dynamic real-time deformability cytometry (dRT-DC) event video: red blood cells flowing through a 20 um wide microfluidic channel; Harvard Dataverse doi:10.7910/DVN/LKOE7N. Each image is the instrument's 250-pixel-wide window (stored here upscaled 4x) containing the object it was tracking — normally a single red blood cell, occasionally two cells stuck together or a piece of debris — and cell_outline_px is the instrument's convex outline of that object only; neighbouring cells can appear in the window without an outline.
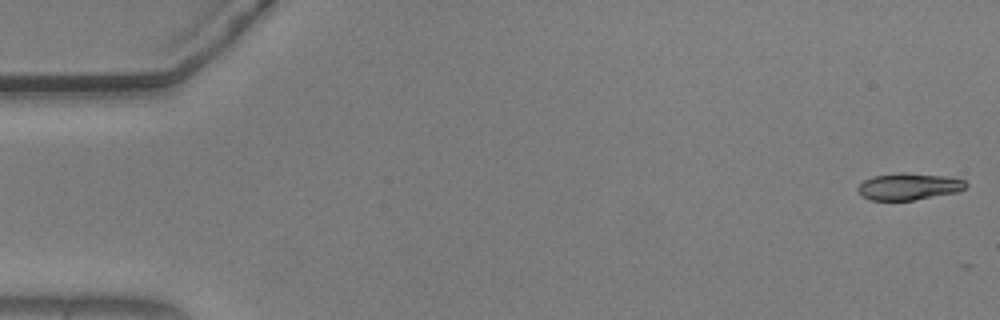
{"species": "common noctule bat (a hibernating species)", "species_latin": "Nyctalus noctula", "temperature_condition": "warm", "stored_images_in_passage": 7, "camera_frame_rate_fps": 3000, "um_per_image_px": 0.085, "animal": {"sex": "male", "body_mass_g": 20.5, "forearm_length_mm": 52.5}, "frame": {"image": 1, "passage_image": 1, "time_ms": 0.0, "image_size_px": [1000, 320], "cell_outline_px": [[968, 184], [964, 188], [956, 192], [916, 200], [872, 200], [864, 196], [856, 188], [864, 180], [872, 176], [904, 172], [948, 176], [964, 180]], "centroid_in_image_um": [77.26, 15.84], "position_along_channel_um": 7.7, "area_um2": 16.82}}